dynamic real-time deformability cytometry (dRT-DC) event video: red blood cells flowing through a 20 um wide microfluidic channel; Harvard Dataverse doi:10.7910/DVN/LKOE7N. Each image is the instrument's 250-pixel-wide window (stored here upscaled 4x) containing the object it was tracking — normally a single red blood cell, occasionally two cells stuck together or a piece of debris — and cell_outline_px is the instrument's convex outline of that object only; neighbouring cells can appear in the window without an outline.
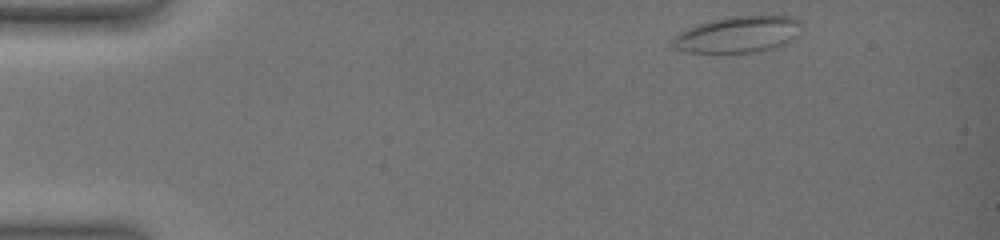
{"species": "common noctule bat (a hibernating species)", "species_latin": "Nyctalus noctula", "temperature_condition": "warm", "stored_images_in_passage": 12, "camera_frame_rate_fps": 3000, "um_per_image_px": 0.085, "animal": {"sex": "female", "body_mass_g": 19.0, "forearm_length_mm": 51.5}, "frame": {"image": 1, "passage_image": 1, "time_ms": 0.0, "image_size_px": [1000, 240], "cell_outline_px": [[804, 24], [796, 36], [772, 48], [760, 52], [684, 52], [672, 48], [672, 40], [680, 32], [688, 28], [708, 20], [732, 16], [796, 16]], "centroid_in_image_um": [62.73, 2.91], "position_along_channel_um": 22.3, "area_um2": 27.28}}
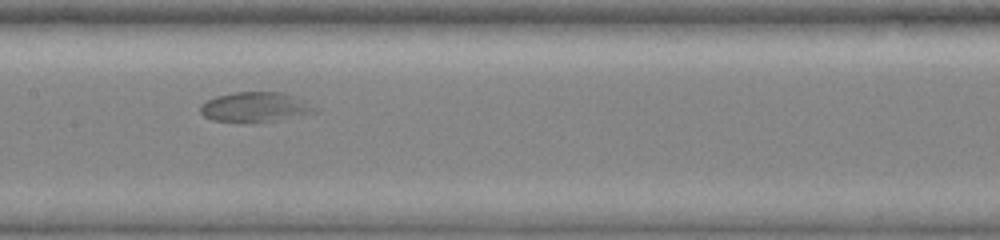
{"frame": {"image": 2, "passage_image": 8, "time_ms": 7.333, "image_size_px": [1000, 240], "cell_outline_px": [[320, 112], [276, 120], [252, 124], [212, 120], [204, 116], [200, 112], [200, 104], [216, 96], [236, 92], [284, 92], [296, 96], [320, 108]], "centroid_in_image_um": [21.74, 9.12], "position_along_channel_um": 185.7, "area_um2": 20.52}}
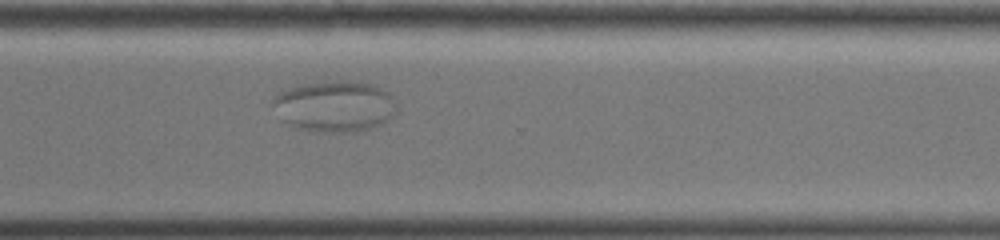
{"frame": {"image": 3, "passage_image": 12, "time_ms": 11.667, "image_size_px": [1000, 240], "cell_outline_px": [[396, 112], [388, 120], [380, 124], [356, 132], [320, 132], [292, 128], [280, 120], [272, 104], [272, 96], [276, 92], [300, 84], [336, 80], [348, 80], [372, 84], [388, 92], [392, 96], [396, 108]], "centroid_in_image_um": [28.37, 9.03], "position_along_channel_um": 342.2, "area_um2": 37.51}}